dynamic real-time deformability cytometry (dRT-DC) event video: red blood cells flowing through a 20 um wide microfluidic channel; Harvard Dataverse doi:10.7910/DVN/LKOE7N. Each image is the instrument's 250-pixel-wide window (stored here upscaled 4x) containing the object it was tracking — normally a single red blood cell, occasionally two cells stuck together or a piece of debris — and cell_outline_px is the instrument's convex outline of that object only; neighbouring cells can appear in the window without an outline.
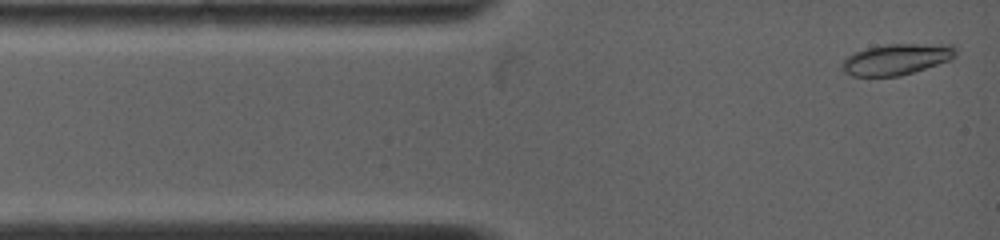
{"species": "common noctule bat (a hibernating species)", "species_latin": "Nyctalus noctula", "temperature_condition": "warm", "stored_images_in_passage": 11, "camera_frame_rate_fps": 5000, "um_per_image_px": 0.085, "animal": {"sex": "female", "body_mass_g": 19.0, "forearm_length_mm": 53.3}, "frame": {"image": 1, "passage_image": 1, "time_ms": 0.0, "image_size_px": [1000, 240], "cell_outline_px": [[956, 56], [952, 60], [900, 76], [852, 76], [844, 72], [840, 68], [844, 60], [848, 56], [856, 52], [868, 48], [888, 44], [952, 44], [956, 48]], "centroid_in_image_um": [76.24, 5.04], "position_along_channel_um": 8.8, "area_um2": 20.58}}
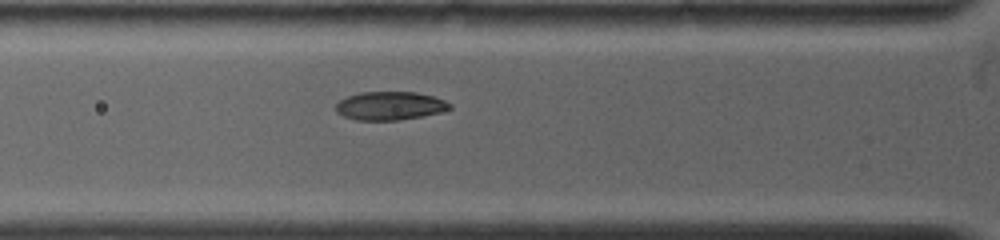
{"frame": {"image": 2, "passage_image": 8, "time_ms": 3.2, "image_size_px": [1000, 240], "cell_outline_px": [[452, 108], [440, 112], [420, 116], [396, 120], [356, 120], [344, 116], [336, 112], [336, 104], [340, 100], [348, 96], [360, 92], [416, 92], [432, 96], [444, 100], [452, 104]], "centroid_in_image_um": [33.14, 8.99], "position_along_channel_um": 92.7, "area_um2": 18.73}}
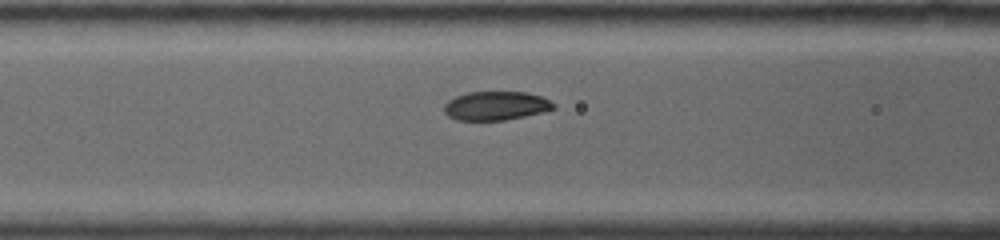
{"frame": {"image": 3, "passage_image": 10, "time_ms": 4.0, "image_size_px": [1000, 240], "cell_outline_px": [[556, 108], [544, 112], [504, 120], [456, 120], [448, 116], [444, 112], [444, 104], [448, 100], [456, 96], [468, 92], [524, 92], [540, 96], [556, 104]], "centroid_in_image_um": [42.14, 8.99], "position_along_channel_um": 124.5, "area_um2": 18.38}}